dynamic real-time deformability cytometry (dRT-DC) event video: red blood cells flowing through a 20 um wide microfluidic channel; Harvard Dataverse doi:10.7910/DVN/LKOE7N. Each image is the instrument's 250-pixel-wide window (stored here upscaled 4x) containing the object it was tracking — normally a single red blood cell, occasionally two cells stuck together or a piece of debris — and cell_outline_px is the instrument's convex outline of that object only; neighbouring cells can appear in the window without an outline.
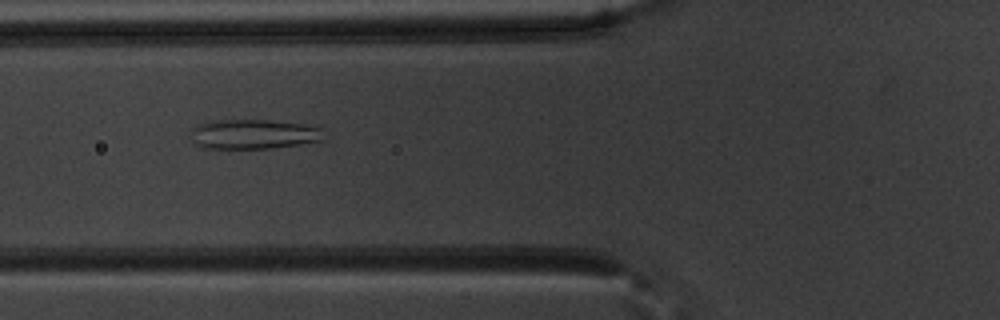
{"species": "common noctule bat (a hibernating species)", "species_latin": "Nyctalus noctula", "temperature_condition": "warm", "stored_images_in_passage": 54, "camera_frame_rate_fps": 3000, "um_per_image_px": 0.085, "animal": {"sex": "male", "body_mass_g": 20.1, "forearm_length_mm": 53.5}, "frame": {"image": 1, "passage_image": 21, "time_ms": 6.667, "image_size_px": [1000, 320], "cell_outline_px": [[328, 140], [300, 144], [268, 148], [204, 148], [200, 144], [192, 132], [192, 128], [200, 124], [212, 120], [268, 120], [300, 124], [324, 128]], "centroid_in_image_um": [21.71, 11.39], "position_along_channel_um": 104.1, "area_um2": 22.77}}
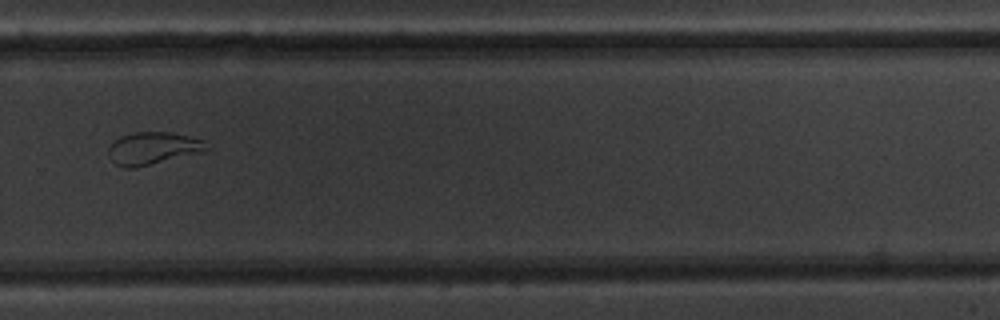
{"frame": {"image": 2, "passage_image": 38, "time_ms": 12.333, "image_size_px": [1000, 320], "cell_outline_px": [[212, 148], [136, 168], [124, 168], [116, 164], [108, 156], [108, 148], [120, 136], [132, 132], [172, 132], [204, 140]], "centroid_in_image_um": [12.97, 12.59], "position_along_channel_um": 316.8, "area_um2": 18.32}}
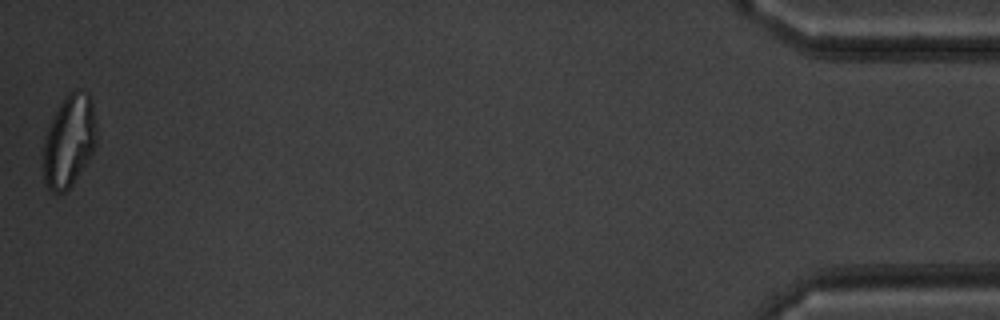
{"frame": {"image": 3, "passage_image": 54, "time_ms": 17.667, "image_size_px": [1000, 320], "cell_outline_px": [[96, 144], [88, 160], [72, 184], [64, 192], [52, 192], [48, 188], [44, 180], [44, 136], [52, 116], [68, 92], [76, 88], [80, 88], [88, 92], [92, 96], [96, 124]], "centroid_in_image_um": [5.89, 11.91], "position_along_channel_um": 429.3, "area_um2": 28.84}, "authors_computed_cell_mechanics": {"area_um2": 26.4435, "velocity_mm_per_s": 3.7501, "shape_relaxation_time_tau1_ms": null, "shape_relaxation_time_tau2_ms": 1.4766, "deformation_change_tau1": null, "deformation_change_tau2": 0.0899}}